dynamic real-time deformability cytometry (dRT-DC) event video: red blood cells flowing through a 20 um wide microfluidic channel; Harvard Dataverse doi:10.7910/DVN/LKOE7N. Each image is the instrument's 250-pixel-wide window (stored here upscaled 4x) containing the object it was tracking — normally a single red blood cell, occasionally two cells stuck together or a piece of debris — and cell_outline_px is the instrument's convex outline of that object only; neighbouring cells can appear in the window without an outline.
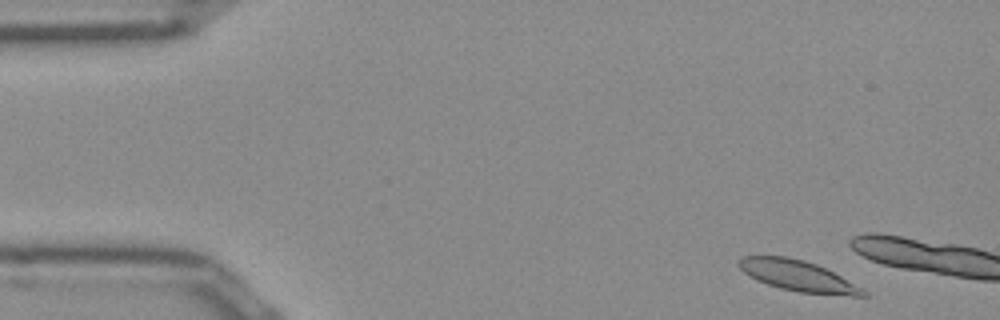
{"species": "Egyptian fruit bat (a non-hibernating species)", "species_latin": "Rousettus aegyptiacus", "temperature_condition": "room temperature", "stored_images_in_passage": 7, "camera_frame_rate_fps": 3000, "um_per_image_px": 0.085, "frame": {"image": 1, "passage_image": 1, "time_ms": 0.0, "image_size_px": [1000, 320], "cell_outline_px": [[868, 296], [852, 296], [800, 292], [780, 288], [756, 280], [748, 276], [736, 264], [744, 256], [788, 256], [804, 260], [816, 264], [864, 288], [868, 292]], "centroid_in_image_um": [67.84, 23.45], "position_along_channel_um": 17.2, "area_um2": 22.25}}